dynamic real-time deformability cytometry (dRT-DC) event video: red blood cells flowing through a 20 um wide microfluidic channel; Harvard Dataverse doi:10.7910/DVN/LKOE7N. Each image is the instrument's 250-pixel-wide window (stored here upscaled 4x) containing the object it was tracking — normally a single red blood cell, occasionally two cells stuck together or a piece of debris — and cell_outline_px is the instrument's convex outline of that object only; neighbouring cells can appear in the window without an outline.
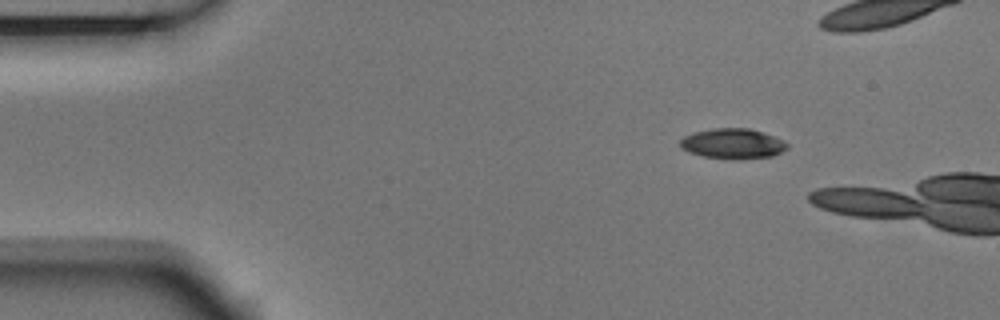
{"species": "Egyptian fruit bat (a non-hibernating species)", "species_latin": "Rousettus aegyptiacus", "temperature_condition": "room temperature", "stored_images_in_passage": 3, "camera_frame_rate_fps": 3000, "um_per_image_px": 0.085, "animal": {"sex": "male"}, "frame": {"image": 1, "passage_image": 1, "time_ms": 0.0, "image_size_px": [1000, 320], "cell_outline_px": [[788, 148], [772, 156], [740, 160], [732, 160], [704, 156], [688, 152], [680, 148], [680, 140], [684, 136], [692, 132], [712, 128], [748, 128], [784, 140], [788, 144]], "centroid_in_image_um": [62.25, 12.22], "position_along_channel_um": 22.7, "area_um2": 19.02}}